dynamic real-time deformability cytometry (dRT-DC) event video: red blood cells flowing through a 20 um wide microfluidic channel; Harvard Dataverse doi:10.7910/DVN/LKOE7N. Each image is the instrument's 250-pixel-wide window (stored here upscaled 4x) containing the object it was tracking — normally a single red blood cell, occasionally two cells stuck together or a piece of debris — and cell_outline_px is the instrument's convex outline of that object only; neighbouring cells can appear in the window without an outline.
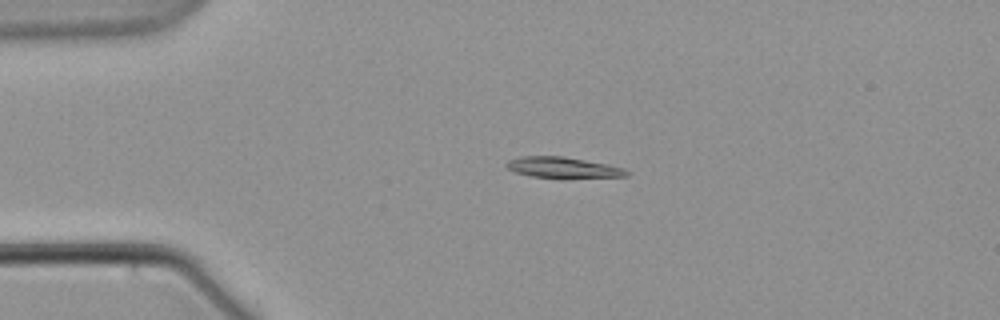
{"species": "common noctule bat (a hibernating species)", "species_latin": "Nyctalus noctula", "temperature_condition": "warm", "stored_images_in_passage": 5, "camera_frame_rate_fps": 3000, "um_per_image_px": 0.085, "animal": {"sex": "male", "body_mass_g": 21.5, "forearm_length_mm": 52.0}, "frame": {"image": 1, "passage_image": 4, "time_ms": 3.333, "image_size_px": [1000, 320], "cell_outline_px": [[632, 172], [628, 176], [532, 176], [516, 172], [508, 168], [504, 164], [508, 160], [520, 156], [564, 156], [608, 164], [624, 168]], "centroid_in_image_um": [47.84, 14.19], "position_along_channel_um": 37.2, "area_um2": 13.99}}